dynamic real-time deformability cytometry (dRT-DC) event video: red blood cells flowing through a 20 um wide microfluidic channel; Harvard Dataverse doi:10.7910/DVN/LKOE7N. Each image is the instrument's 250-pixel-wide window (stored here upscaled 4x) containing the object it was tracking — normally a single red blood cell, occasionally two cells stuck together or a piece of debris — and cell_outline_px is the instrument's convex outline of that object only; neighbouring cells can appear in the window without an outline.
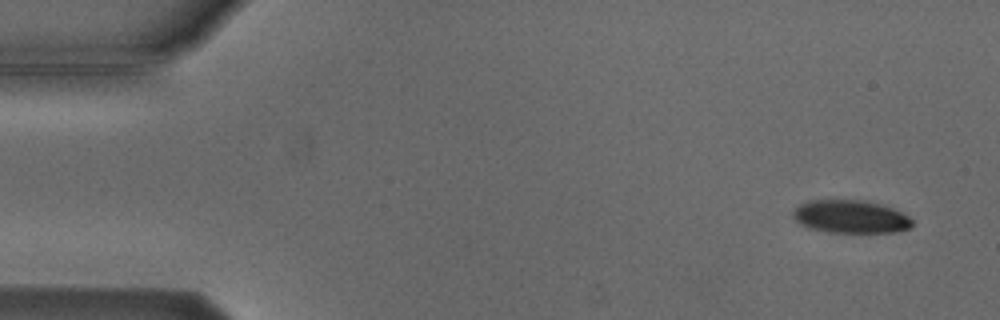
{"species": "Egyptian fruit bat (a non-hibernating species)", "species_latin": "Rousettus aegyptiacus", "temperature_condition": "cold", "stored_images_in_passage": 5, "segment_of_instrument_passage": [1, 2], "camera_frame_rate_fps": 3000, "um_per_image_px": 0.085, "animal": {"sex": "male"}, "frame": {"image": 1, "passage_image": 1, "time_ms": 0.0, "image_size_px": [1000, 320], "cell_outline_px": [[912, 228], [896, 232], [828, 232], [808, 228], [796, 220], [792, 216], [792, 212], [800, 204], [808, 200], [864, 200], [884, 204], [908, 216], [912, 220]], "centroid_in_image_um": [72.31, 18.41], "position_along_channel_um": 12.7, "area_um2": 23.0}}